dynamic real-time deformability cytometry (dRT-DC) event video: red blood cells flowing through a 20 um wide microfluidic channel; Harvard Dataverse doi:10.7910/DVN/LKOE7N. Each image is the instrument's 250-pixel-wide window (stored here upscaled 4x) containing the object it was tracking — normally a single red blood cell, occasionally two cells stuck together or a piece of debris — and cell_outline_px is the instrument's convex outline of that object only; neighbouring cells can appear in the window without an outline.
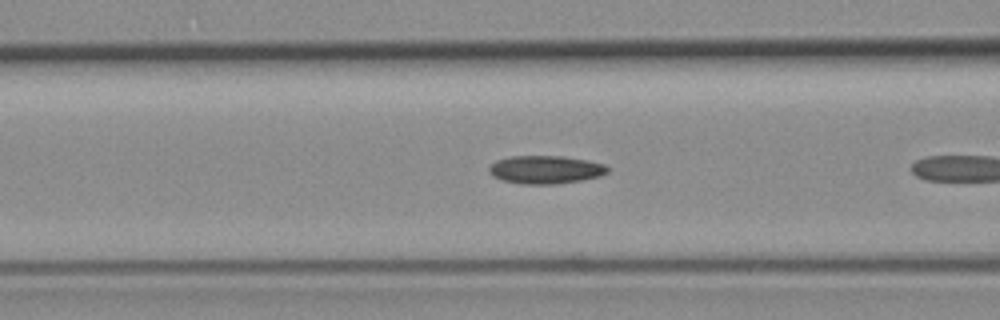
{"species": "common noctule bat (a hibernating species)", "species_latin": "Nyctalus noctula", "temperature_condition": "room temperature", "stored_images_in_passage": 24, "camera_frame_rate_fps": 3000, "um_per_image_px": 0.085, "animal": {"sex": "female", "body_mass_g": 19.3, "forearm_length_mm": 54.1}, "frame": {"image": 1, "passage_image": 14, "time_ms": 4.333, "image_size_px": [1000, 320], "cell_outline_px": [[608, 172], [600, 176], [580, 180], [556, 184], [524, 184], [504, 180], [492, 176], [488, 172], [488, 168], [496, 160], [512, 156], [560, 156], [588, 160], [604, 164], [608, 168]], "centroid_in_image_um": [46.36, 14.41], "position_along_channel_um": 120.2, "area_um2": 19.31}}
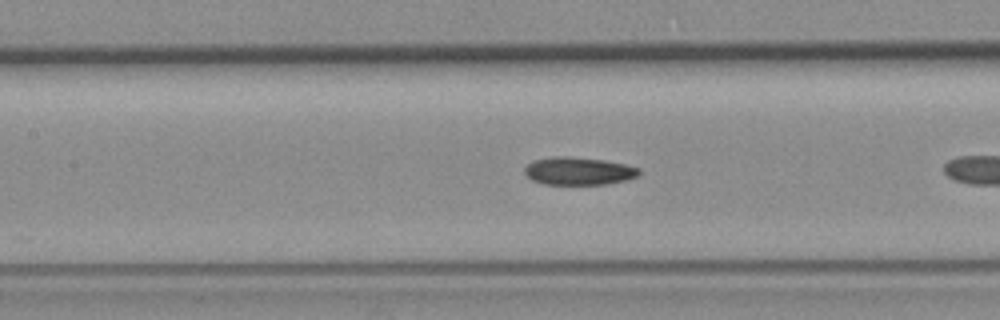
{"frame": {"image": 2, "passage_image": 17, "time_ms": 5.333, "image_size_px": [1000, 320], "cell_outline_px": [[640, 172], [636, 176], [624, 180], [608, 184], [544, 184], [532, 180], [524, 172], [524, 168], [532, 160], [552, 156], [568, 156], [604, 160], [624, 164], [640, 168]], "centroid_in_image_um": [49.14, 14.53], "position_along_channel_um": 158.3, "area_um2": 18.5}}